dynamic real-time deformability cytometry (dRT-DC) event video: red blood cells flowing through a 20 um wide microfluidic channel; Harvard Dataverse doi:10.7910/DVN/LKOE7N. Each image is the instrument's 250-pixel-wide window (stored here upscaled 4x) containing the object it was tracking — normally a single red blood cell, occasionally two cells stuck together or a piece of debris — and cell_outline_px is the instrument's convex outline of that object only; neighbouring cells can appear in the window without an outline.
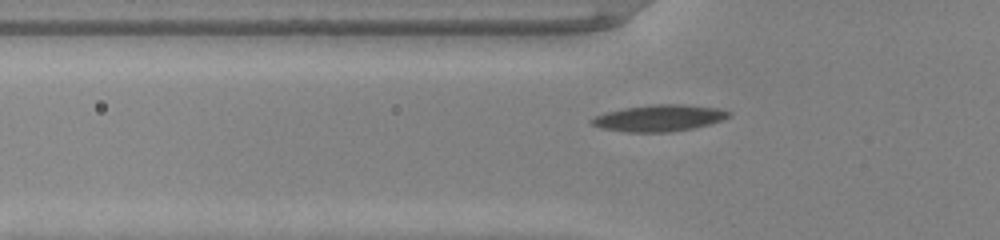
{"species": "common noctule bat (a hibernating species)", "species_latin": "Nyctalus noctula", "temperature_condition": "warm", "stored_images_in_passage": 41, "segment_of_instrument_passage": [1, 2], "camera_frame_rate_fps": 3000, "um_per_image_px": 0.085, "animal": {"sex": "male", "body_mass_g": 20.0, "forearm_length_mm": 53.3}, "frame": {"image": 1, "passage_image": 6, "time_ms": 1.667, "image_size_px": [1000, 240], "cell_outline_px": [[732, 112], [724, 120], [692, 128], [672, 132], [628, 132], [600, 128], [592, 124], [588, 120], [604, 112], [624, 108], [652, 104], [680, 104], [720, 108]], "centroid_in_image_um": [56.02, 10.03], "position_along_channel_um": 69.8, "area_um2": 21.27}}
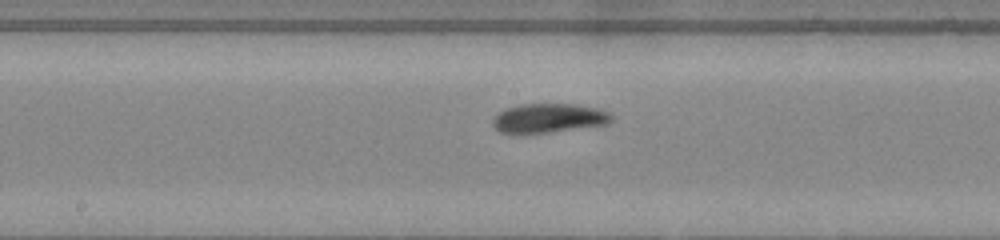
{"frame": {"image": 2, "passage_image": 16, "time_ms": 5.0, "image_size_px": [1000, 240], "cell_outline_px": [[612, 120], [608, 124], [520, 136], [500, 132], [492, 124], [492, 120], [504, 108], [524, 104], [576, 104], [604, 108], [612, 112]], "centroid_in_image_um": [46.66, 10.06], "position_along_channel_um": 201.5, "area_um2": 20.87}}
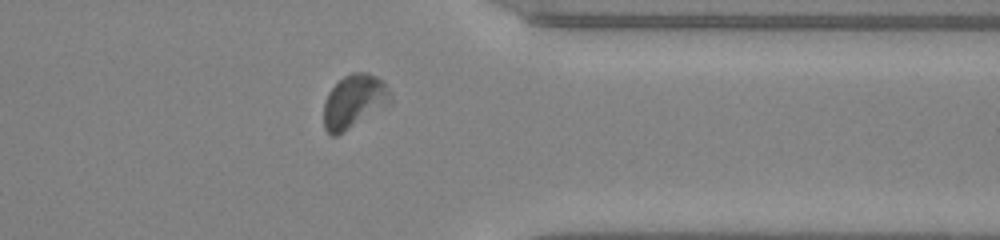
{"frame": {"image": 3, "passage_image": 30, "time_ms": 9.667, "image_size_px": [1000, 240], "cell_outline_px": [[392, 100], [388, 104], [336, 136], [332, 136], [324, 128], [324, 100], [328, 92], [344, 76], [352, 72], [368, 72], [384, 80], [392, 96]], "centroid_in_image_um": [30.09, 8.58], "position_along_channel_um": 381.3, "area_um2": 20.63}}